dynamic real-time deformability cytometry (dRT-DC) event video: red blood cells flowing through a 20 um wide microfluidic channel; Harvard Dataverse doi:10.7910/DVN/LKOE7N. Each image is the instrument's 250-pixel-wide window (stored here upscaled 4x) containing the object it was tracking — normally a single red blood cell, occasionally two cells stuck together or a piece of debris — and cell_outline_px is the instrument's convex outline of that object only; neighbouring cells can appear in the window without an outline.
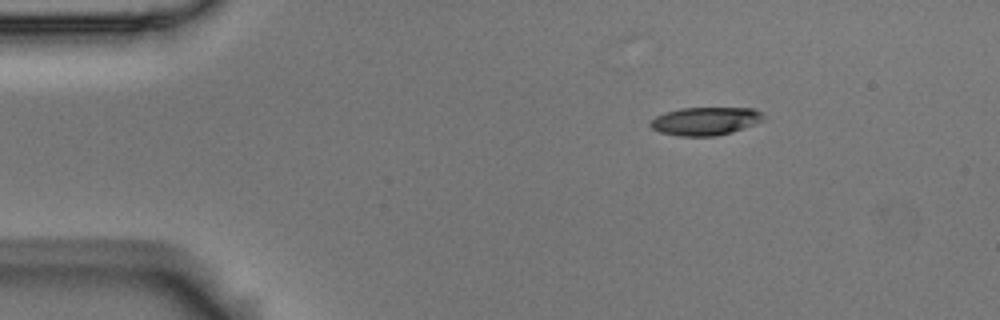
{"species": "Egyptian fruit bat (a non-hibernating species)", "species_latin": "Rousettus aegyptiacus", "temperature_condition": "room temperature", "stored_images_in_passage": 4, "segment_of_instrument_passage": [1, 2], "camera_frame_rate_fps": 3000, "um_per_image_px": 0.085, "animal": {"sex": "male"}, "frame": {"image": 1, "passage_image": 1, "time_ms": 0.0, "image_size_px": [1000, 320], "cell_outline_px": [[764, 120], [756, 124], [732, 132], [716, 136], [676, 136], [660, 132], [652, 128], [648, 124], [648, 120], [664, 112], [680, 108], [752, 108], [764, 112]], "centroid_in_image_um": [59.94, 10.29], "position_along_channel_um": 25.1, "area_um2": 18.84}}